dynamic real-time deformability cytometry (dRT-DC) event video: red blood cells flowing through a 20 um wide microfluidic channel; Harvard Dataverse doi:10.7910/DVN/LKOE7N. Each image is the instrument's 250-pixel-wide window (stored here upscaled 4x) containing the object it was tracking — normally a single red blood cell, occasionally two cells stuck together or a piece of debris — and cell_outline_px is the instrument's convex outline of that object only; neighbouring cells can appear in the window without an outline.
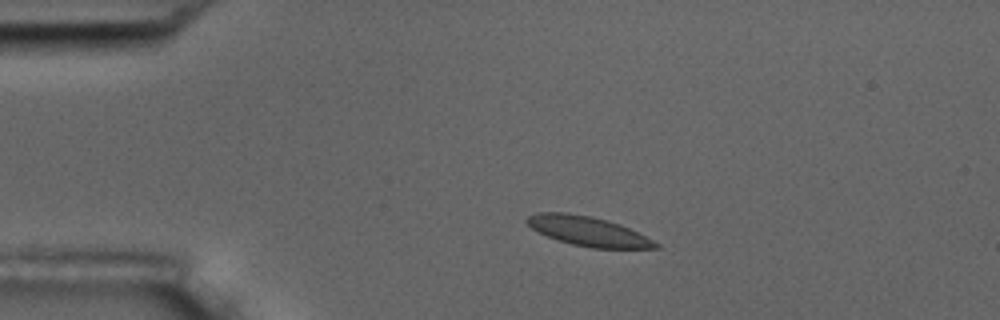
{"species": "common noctule bat (a hibernating species)", "species_latin": "Nyctalus noctula", "temperature_condition": "room temperature", "stored_images_in_passage": 4, "camera_frame_rate_fps": 3000, "um_per_image_px": 0.085, "animal": {"sex": "male", "body_mass_g": 17.5, "forearm_length_mm": 52.3}, "frame": {"image": 1, "passage_image": 2, "time_ms": 1.333, "image_size_px": [1000, 320], "cell_outline_px": [[660, 248], [592, 248], [572, 244], [548, 236], [532, 228], [524, 220], [528, 216], [536, 212], [568, 212], [592, 216], [608, 220], [620, 224], [660, 244]], "centroid_in_image_um": [49.97, 19.63], "position_along_channel_um": 35.0, "area_um2": 21.91}}